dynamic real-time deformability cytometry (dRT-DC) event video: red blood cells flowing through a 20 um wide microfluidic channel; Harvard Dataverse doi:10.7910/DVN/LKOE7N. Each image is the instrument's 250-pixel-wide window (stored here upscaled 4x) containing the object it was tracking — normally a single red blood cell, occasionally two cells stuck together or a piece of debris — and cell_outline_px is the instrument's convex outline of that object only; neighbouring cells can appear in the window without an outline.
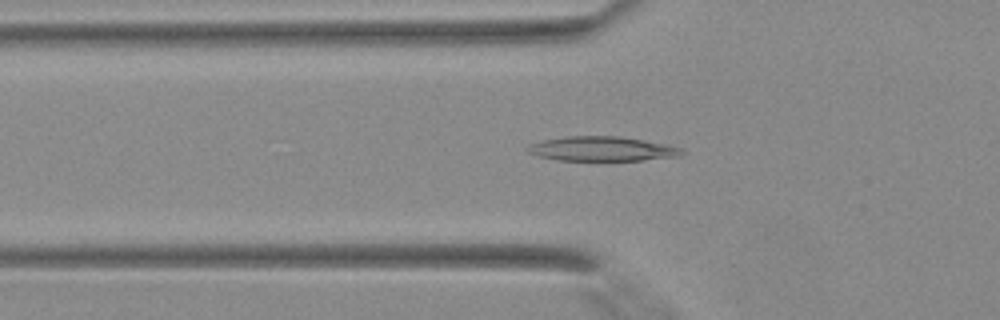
{"species": "Egyptian fruit bat (a non-hibernating species)", "species_latin": "Rousettus aegyptiacus", "temperature_condition": "warm", "stored_images_in_passage": 34, "camera_frame_rate_fps": 3000, "um_per_image_px": 0.085, "animal": {"sex": "female"}, "frame": {"image": 1, "passage_image": 10, "time_ms": 3.0, "image_size_px": [1000, 320], "cell_outline_px": [[684, 152], [676, 156], [640, 160], [556, 160], [540, 156], [528, 152], [524, 148], [532, 144], [544, 140], [568, 136], [620, 136], [668, 144], [684, 148]], "centroid_in_image_um": [51.19, 12.64], "position_along_channel_um": 74.6, "area_um2": 21.85}}
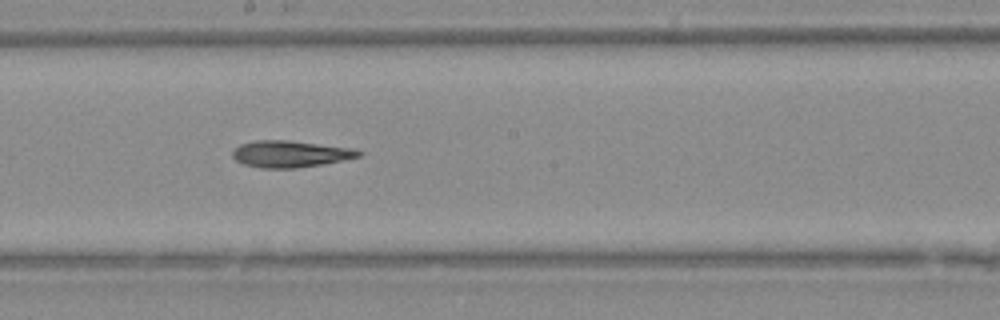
{"frame": {"image": 2, "passage_image": 19, "time_ms": 6.0, "image_size_px": [1000, 320], "cell_outline_px": [[364, 152], [360, 156], [344, 160], [324, 164], [296, 168], [264, 168], [244, 164], [236, 160], [232, 156], [232, 152], [240, 144], [256, 140], [288, 140], [356, 148]], "centroid_in_image_um": [24.73, 13.08], "position_along_channel_um": 223.5, "area_um2": 19.71}}
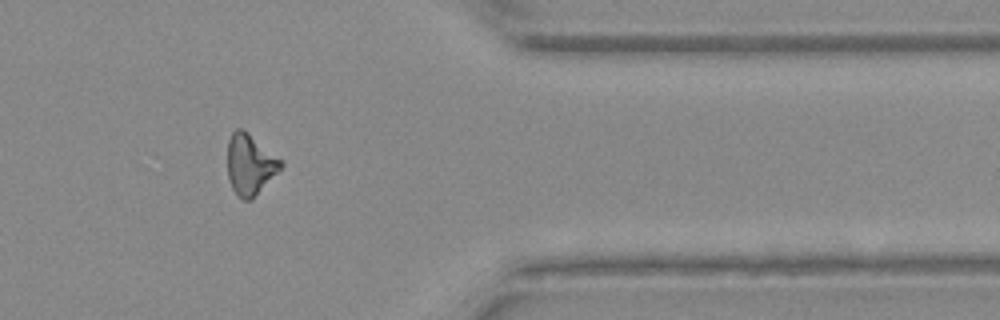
{"frame": {"image": 3, "passage_image": 30, "time_ms": 9.667, "image_size_px": [1000, 320], "cell_outline_px": [[284, 164], [252, 200], [244, 200], [232, 188], [228, 176], [228, 140], [232, 132], [236, 128], [244, 128], [284, 160]], "centroid_in_image_um": [21.27, 13.92], "position_along_channel_um": 390.1, "area_um2": 19.02}}